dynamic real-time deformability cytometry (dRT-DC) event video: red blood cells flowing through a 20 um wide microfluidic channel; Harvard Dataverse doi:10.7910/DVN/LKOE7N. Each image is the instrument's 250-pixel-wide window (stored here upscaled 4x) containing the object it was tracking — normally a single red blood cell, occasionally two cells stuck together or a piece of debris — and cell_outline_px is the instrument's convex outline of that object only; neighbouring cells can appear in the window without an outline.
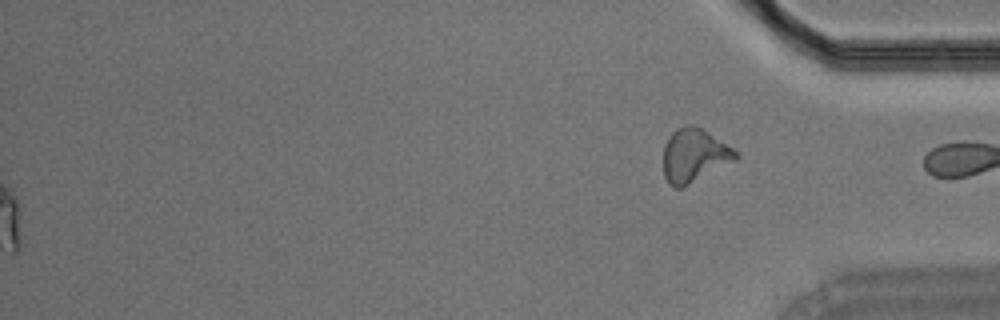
{"species": "Egyptian fruit bat (a non-hibernating species)", "species_latin": "Rousettus aegyptiacus", "temperature_condition": "room temperature", "stored_images_in_passage": 51, "segment_of_instrument_passage": [2, 2], "camera_frame_rate_fps": 3000, "um_per_image_px": 0.085, "animal": {"sex": "male"}, "frame": {"image": 1, "passage_image": 51, "time_ms": 16.667, "image_size_px": [1000, 320], "cell_outline_px": [[740, 156], [736, 160], [684, 188], [676, 188], [668, 184], [664, 176], [664, 144], [672, 132], [676, 128], [688, 124], [700, 128], [708, 132], [732, 148]], "centroid_in_image_um": [58.99, 13.24], "position_along_channel_um": 376.2, "area_um2": 22.6}}